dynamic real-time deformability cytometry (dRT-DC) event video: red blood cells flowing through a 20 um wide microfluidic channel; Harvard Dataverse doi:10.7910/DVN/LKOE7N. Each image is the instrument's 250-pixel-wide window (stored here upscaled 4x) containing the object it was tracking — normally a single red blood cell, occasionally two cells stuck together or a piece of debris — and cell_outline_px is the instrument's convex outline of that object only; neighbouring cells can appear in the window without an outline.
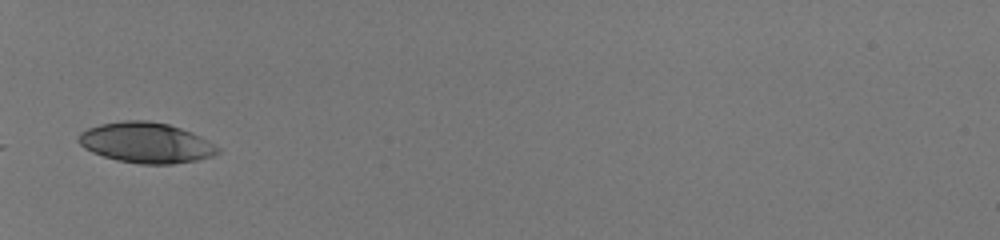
{"species": "human", "species_latin": "Homo sapiens", "temperature_condition": "room temperature", "stored_images_in_passage": 15, "camera_frame_rate_fps": 3000, "um_per_image_px": 0.085, "donor": {"sex": "male"}, "frame": {"image": 1, "passage_image": 1, "time_ms": 0.0, "image_size_px": [1000, 240], "cell_outline_px": [[220, 152], [212, 156], [196, 160], [172, 164], [140, 164], [116, 160], [92, 152], [84, 148], [76, 140], [80, 132], [88, 128], [100, 124], [124, 120], [148, 120], [168, 124], [192, 132], [200, 136], [220, 148]], "centroid_in_image_um": [12.4, 12.13], "position_along_channel_um": 72.6, "area_um2": 32.89}}